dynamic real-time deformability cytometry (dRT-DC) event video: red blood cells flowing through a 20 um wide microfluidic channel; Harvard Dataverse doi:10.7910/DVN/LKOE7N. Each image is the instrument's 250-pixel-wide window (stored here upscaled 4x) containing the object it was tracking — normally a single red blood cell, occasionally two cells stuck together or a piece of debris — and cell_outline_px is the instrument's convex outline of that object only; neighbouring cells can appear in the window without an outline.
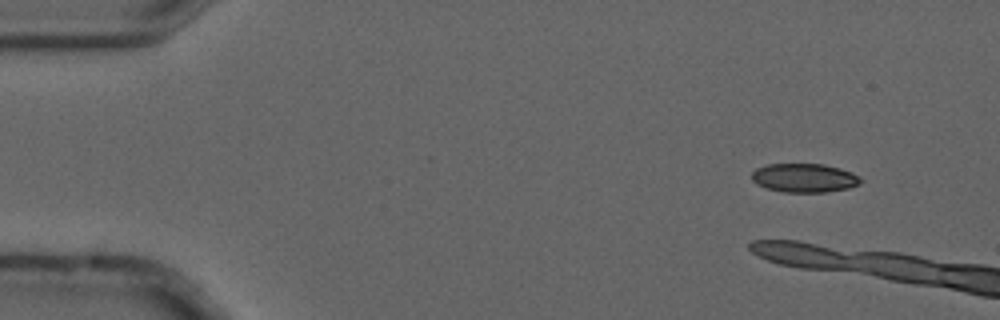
{"species": "common noctule bat (a hibernating species)", "species_latin": "Nyctalus noctula", "temperature_condition": "cold", "stored_images_in_passage": 4, "camera_frame_rate_fps": 3000, "um_per_image_px": 0.085, "animal": {"sex": "male", "forearm_length_mm": 52.5}, "frame": {"image": 1, "passage_image": 2, "time_ms": 0.333, "image_size_px": [1000, 320], "cell_outline_px": [[864, 180], [860, 184], [848, 188], [828, 192], [784, 192], [768, 188], [756, 184], [752, 180], [752, 172], [756, 168], [768, 164], [824, 164], [840, 168], [852, 172], [860, 176]], "centroid_in_image_um": [68.4, 15.12], "position_along_channel_um": 16.6, "area_um2": 18.44}}